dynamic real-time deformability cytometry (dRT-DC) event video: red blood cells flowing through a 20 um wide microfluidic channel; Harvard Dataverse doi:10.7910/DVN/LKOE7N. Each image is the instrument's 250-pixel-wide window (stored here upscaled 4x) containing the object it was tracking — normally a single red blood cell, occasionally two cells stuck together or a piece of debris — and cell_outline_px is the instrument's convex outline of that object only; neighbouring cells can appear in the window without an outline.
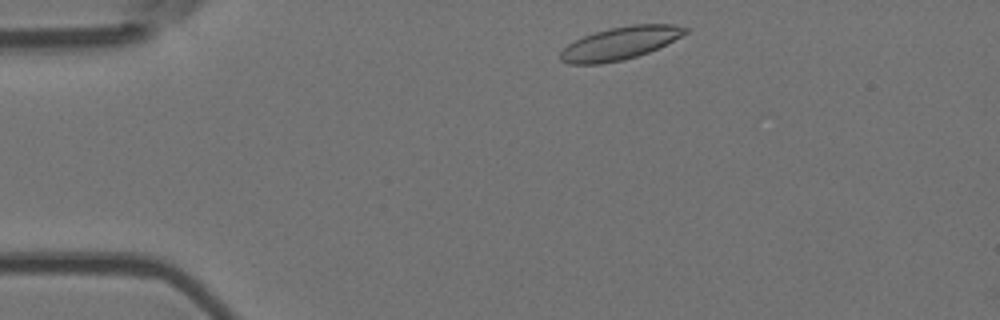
{"species": "Egyptian fruit bat (a non-hibernating species)", "species_latin": "Rousettus aegyptiacus", "temperature_condition": "room temperature", "stored_images_in_passage": 5, "camera_frame_rate_fps": 3000, "um_per_image_px": 0.085, "animal": {"sex": "female"}, "frame": {"image": 1, "passage_image": 1, "time_ms": 0.0, "image_size_px": [1000, 320], "cell_outline_px": [[688, 32], [648, 52], [624, 60], [600, 64], [568, 64], [560, 60], [560, 52], [568, 44], [584, 36], [596, 32], [612, 28], [632, 24], [676, 24], [688, 28]], "centroid_in_image_um": [52.68, 3.68], "position_along_channel_um": 32.3, "area_um2": 23.52}}
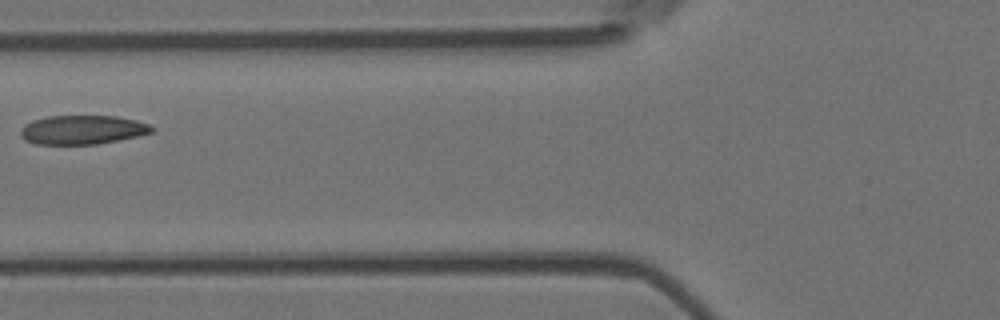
{"frame": {"image": 2, "passage_image": 4, "time_ms": 1.0, "image_size_px": [1000, 320], "cell_outline_px": [[156, 128], [152, 132], [136, 136], [96, 144], [36, 144], [24, 140], [20, 132], [20, 128], [24, 124], [32, 120], [48, 116], [116, 116], [136, 120], [148, 124]], "centroid_in_image_um": [6.97, 11.02], "position_along_channel_um": 118.8, "area_um2": 22.14}}
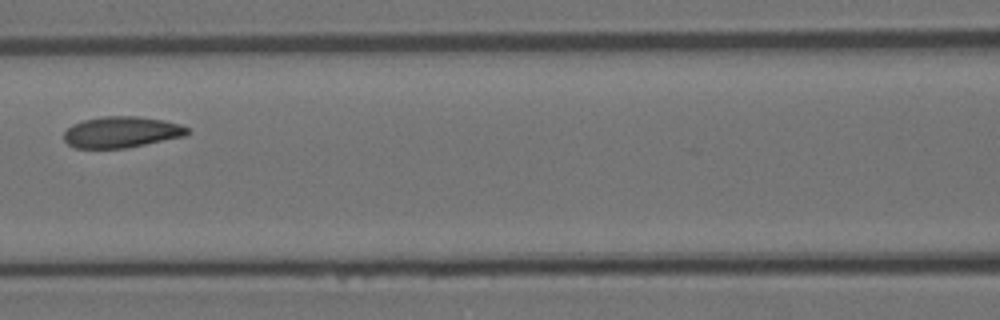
{"frame": {"image": 3, "passage_image": 5, "time_ms": 1.333, "image_size_px": [1000, 320], "cell_outline_px": [[188, 132], [184, 136], [124, 148], [76, 148], [68, 144], [64, 140], [64, 132], [72, 124], [84, 120], [104, 116], [136, 116], [164, 120], [180, 124], [188, 128]], "centroid_in_image_um": [10.3, 11.22], "position_along_channel_um": 156.3, "area_um2": 22.2}}